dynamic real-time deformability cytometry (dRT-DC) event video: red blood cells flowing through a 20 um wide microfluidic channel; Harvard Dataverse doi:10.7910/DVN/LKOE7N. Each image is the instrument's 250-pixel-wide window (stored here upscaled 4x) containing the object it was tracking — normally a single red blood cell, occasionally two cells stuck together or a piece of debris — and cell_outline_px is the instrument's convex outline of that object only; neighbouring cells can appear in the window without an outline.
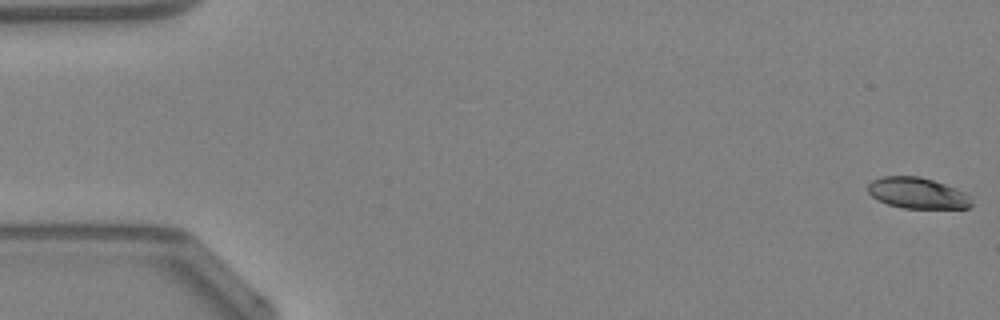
{"species": "Egyptian fruit bat (a non-hibernating species)", "species_latin": "Rousettus aegyptiacus", "temperature_condition": "warm", "stored_images_in_passage": 48, "camera_frame_rate_fps": 3000, "um_per_image_px": 0.085, "animal": {"sex": "female"}, "frame": {"image": 1, "passage_image": 1, "time_ms": 0.0, "image_size_px": [1000, 320], "cell_outline_px": [[972, 204], [968, 208], [904, 208], [888, 204], [872, 196], [868, 192], [868, 184], [872, 180], [880, 176], [920, 176], [956, 188], [972, 196]], "centroid_in_image_um": [78.0, 16.4], "position_along_channel_um": 7.0, "area_um2": 18.73}}
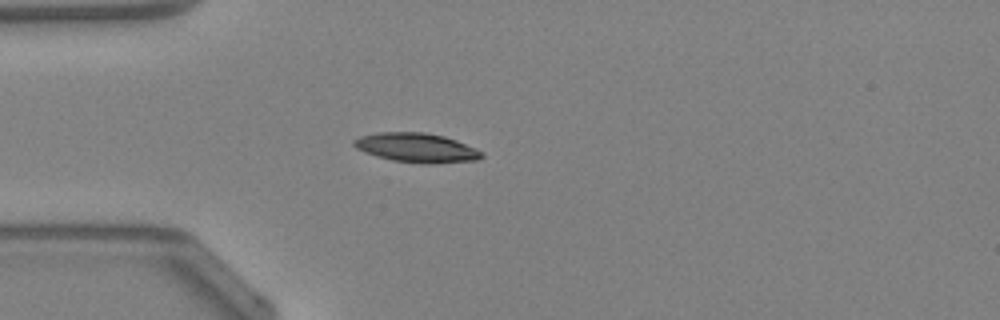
{"frame": {"image": 2, "passage_image": 14, "time_ms": 4.333, "image_size_px": [1000, 320], "cell_outline_px": [[484, 156], [476, 160], [432, 164], [424, 164], [392, 160], [376, 156], [356, 148], [352, 144], [352, 140], [360, 136], [380, 132], [424, 132], [444, 136], [456, 140], [476, 148], [484, 152]], "centroid_in_image_um": [35.42, 12.56], "position_along_channel_um": 49.6, "area_um2": 21.91}}
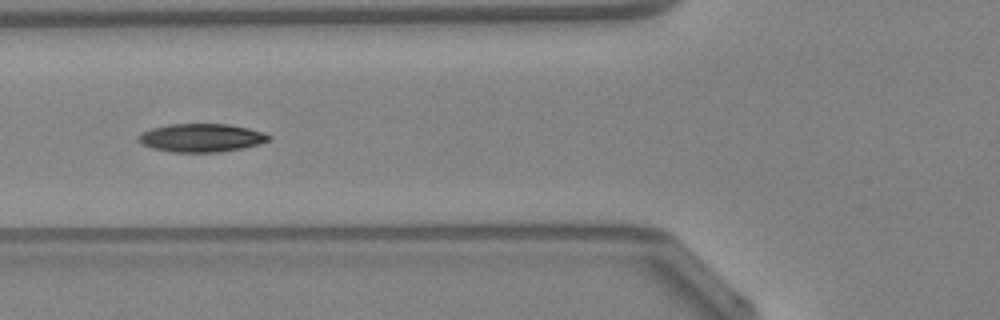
{"frame": {"image": 3, "passage_image": 19, "time_ms": 6.0, "image_size_px": [1000, 320], "cell_outline_px": [[272, 136], [268, 140], [256, 144], [240, 148], [220, 152], [172, 152], [152, 148], [140, 144], [136, 140], [136, 136], [140, 132], [152, 128], [168, 124], [228, 124], [248, 128], [264, 132]], "centroid_in_image_um": [17.03, 11.71], "position_along_channel_um": 108.8, "area_um2": 21.56}, "authors_computed_cell_mechanics": {"area_um2": 20.8947, "velocity_mm_per_s": 4.2739, "shape_relaxation_time_tau1_ms": 4.1701, "shape_relaxation_time_tau2_ms": 6.5815, "deformation_change_tau1": 0.1243, "deformation_change_tau2": 0.1198}}